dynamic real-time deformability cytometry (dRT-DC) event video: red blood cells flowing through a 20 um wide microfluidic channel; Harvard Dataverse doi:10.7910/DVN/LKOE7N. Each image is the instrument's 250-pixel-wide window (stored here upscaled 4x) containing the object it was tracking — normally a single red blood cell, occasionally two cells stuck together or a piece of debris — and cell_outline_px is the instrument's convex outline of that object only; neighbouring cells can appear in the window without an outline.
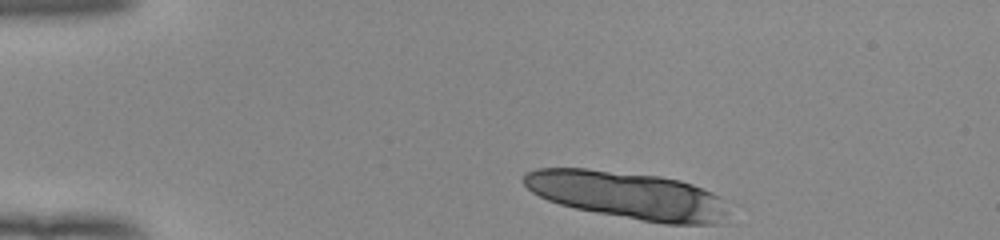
{"species": "human", "species_latin": "Homo sapiens", "temperature_condition": "room temperature", "stored_images_in_passage": 9, "camera_frame_rate_fps": 3000, "um_per_image_px": 0.085, "donor": {"sex": "female"}, "frame": {"image": 1, "passage_image": 1, "time_ms": 0.0, "image_size_px": [1000, 240], "cell_outline_px": [[728, 224], [664, 224], [640, 220], [596, 212], [576, 208], [560, 204], [548, 200], [532, 192], [524, 184], [524, 172], [536, 168], [588, 168], [660, 176], [680, 180], [692, 184], [712, 192], [720, 196]], "centroid_in_image_um": [53.37, 16.59], "position_along_channel_um": 31.6, "area_um2": 56.59}}